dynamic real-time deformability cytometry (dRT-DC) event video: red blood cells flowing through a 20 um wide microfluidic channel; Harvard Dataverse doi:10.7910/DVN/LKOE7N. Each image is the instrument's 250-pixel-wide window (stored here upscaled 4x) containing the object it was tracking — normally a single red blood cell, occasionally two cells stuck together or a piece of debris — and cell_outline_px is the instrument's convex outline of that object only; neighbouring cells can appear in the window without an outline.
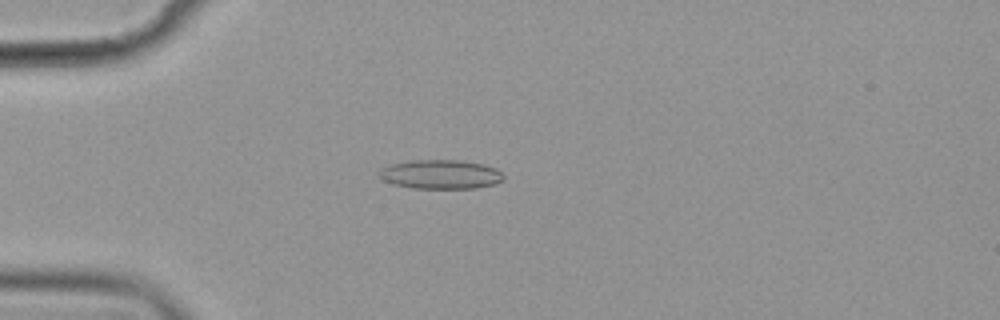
{"species": "common noctule bat (a hibernating species)", "species_latin": "Nyctalus noctula", "temperature_condition": "cold", "stored_images_in_passage": 55, "camera_frame_rate_fps": 3000, "um_per_image_px": 0.085, "animal": {"sex": "female", "body_mass_g": 19.9}, "frame": {"image": 1, "passage_image": 14, "time_ms": 4.333, "image_size_px": [1000, 320], "cell_outline_px": [[504, 180], [496, 184], [476, 188], [412, 188], [392, 184], [380, 180], [380, 168], [392, 164], [412, 160], [460, 160], [484, 164], [496, 168], [504, 176]], "centroid_in_image_um": [37.46, 14.82], "position_along_channel_um": 47.5, "area_um2": 21.27}}
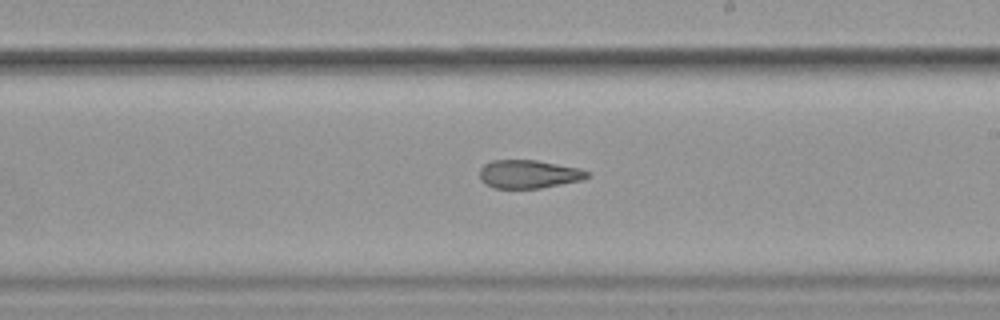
{"frame": {"image": 2, "passage_image": 32, "time_ms": 10.333, "image_size_px": [1000, 320], "cell_outline_px": [[588, 176], [584, 180], [540, 188], [496, 188], [484, 184], [480, 180], [480, 168], [484, 164], [492, 160], [536, 160], [580, 168], [588, 172]], "centroid_in_image_um": [44.93, 14.8], "position_along_channel_um": 244.1, "area_um2": 17.8}}
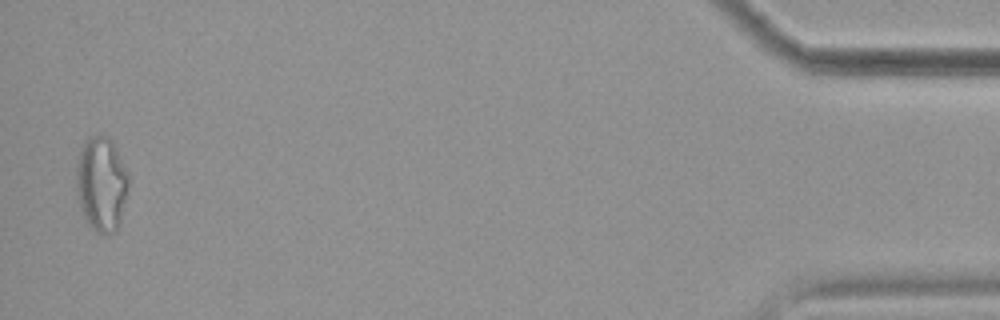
{"frame": {"image": 3, "passage_image": 54, "time_ms": 17.667, "image_size_px": [1000, 320], "cell_outline_px": [[128, 192], [120, 224], [112, 232], [104, 236], [96, 232], [88, 224], [84, 216], [76, 192], [76, 164], [80, 148], [84, 140], [88, 136], [108, 136], [112, 140], [128, 172]], "centroid_in_image_um": [8.62, 15.63], "position_along_channel_um": 426.6, "area_um2": 29.25}, "authors_computed_cell_mechanics": {"area_um2": 20.4034, "velocity_mm_per_s": 3.5869, "shape_relaxation_time_tau1_ms": null, "shape_relaxation_time_tau2_ms": 5.2268, "deformation_change_tau1": null, "deformation_change_tau2": 0.1453}}